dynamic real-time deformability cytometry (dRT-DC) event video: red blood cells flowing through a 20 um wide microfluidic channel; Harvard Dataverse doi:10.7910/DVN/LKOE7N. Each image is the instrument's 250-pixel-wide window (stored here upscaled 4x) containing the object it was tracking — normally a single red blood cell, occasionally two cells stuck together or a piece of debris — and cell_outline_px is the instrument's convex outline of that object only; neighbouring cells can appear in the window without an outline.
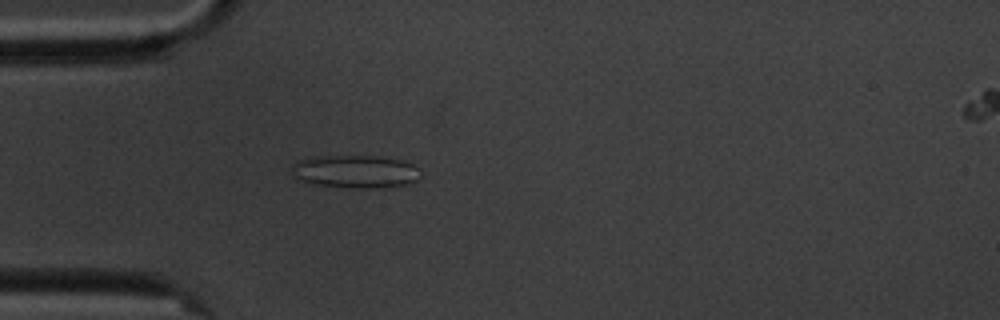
{"species": "common noctule bat (a hibernating species)", "species_latin": "Nyctalus noctula", "temperature_condition": "cold", "stored_images_in_passage": 6, "camera_frame_rate_fps": 3000, "um_per_image_px": 0.085, "animal": {"sex": "male", "body_mass_g": 20.1, "forearm_length_mm": 53.5}, "frame": {"image": 1, "passage_image": 5, "time_ms": 4.667, "image_size_px": [1000, 320], "cell_outline_px": [[420, 176], [416, 180], [408, 184], [388, 188], [348, 188], [312, 184], [292, 176], [292, 164], [296, 160], [316, 156], [380, 156], [400, 160], [412, 164], [416, 168]], "centroid_in_image_um": [30.17, 14.59], "position_along_channel_um": 54.8, "area_um2": 24.97}}